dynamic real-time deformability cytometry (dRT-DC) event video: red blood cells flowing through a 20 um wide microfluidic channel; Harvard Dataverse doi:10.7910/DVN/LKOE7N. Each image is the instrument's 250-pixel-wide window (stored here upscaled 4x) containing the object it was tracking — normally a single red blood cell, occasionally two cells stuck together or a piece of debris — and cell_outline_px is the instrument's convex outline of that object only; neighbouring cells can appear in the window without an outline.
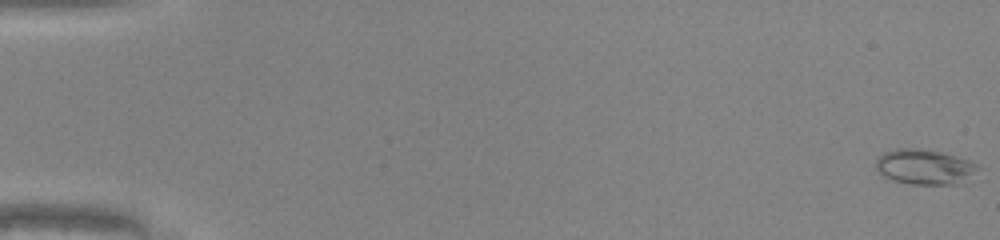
{"species": "common noctule bat (a hibernating species)", "species_latin": "Nyctalus noctula", "temperature_condition": "warm", "stored_images_in_passage": 50, "camera_frame_rate_fps": 3000, "um_per_image_px": 0.085, "animal": {"sex": "male", "body_mass_g": 20.0, "forearm_length_mm": 53.3}, "frame": {"image": 1, "passage_image": 1, "time_ms": 0.0, "image_size_px": [1000, 240], "cell_outline_px": [[984, 180], [960, 184], [912, 184], [892, 180], [884, 176], [876, 168], [876, 156], [884, 152], [896, 148], [920, 148], [940, 152], [956, 156], [968, 160], [984, 168]], "centroid_in_image_um": [78.82, 14.22], "position_along_channel_um": 6.2, "area_um2": 22.2}}
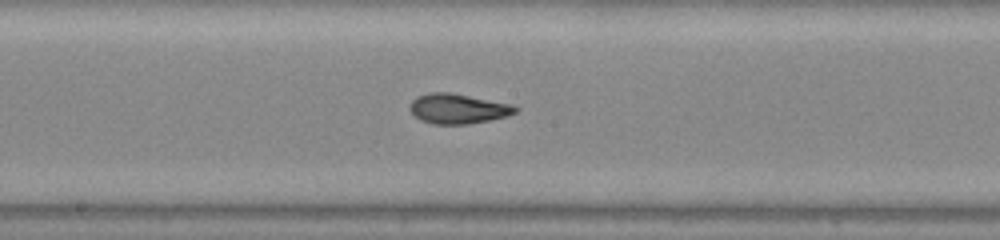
{"frame": {"image": 2, "passage_image": 28, "time_ms": 9.0, "image_size_px": [1000, 240], "cell_outline_px": [[520, 108], [516, 112], [508, 116], [468, 124], [432, 124], [420, 120], [408, 108], [412, 100], [416, 96], [428, 92], [448, 92], [512, 104]], "centroid_in_image_um": [38.91, 9.23], "position_along_channel_um": 209.3, "area_um2": 18.44}}
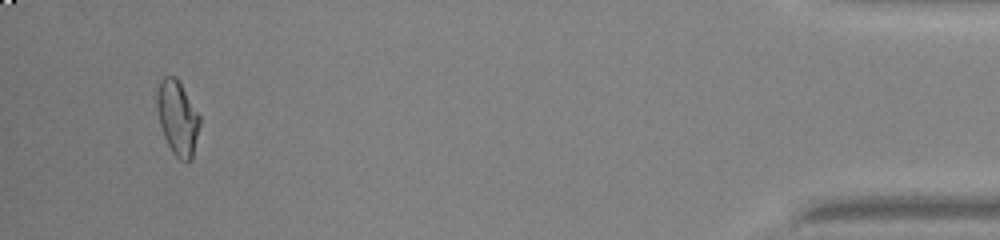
{"frame": {"image": 3, "passage_image": 48, "time_ms": 15.667, "image_size_px": [1000, 240], "cell_outline_px": [[200, 124], [192, 160], [180, 160], [172, 152], [164, 136], [160, 124], [156, 108], [156, 92], [160, 80], [164, 76], [176, 76], [200, 116]], "centroid_in_image_um": [15.08, 10.0], "position_along_channel_um": 420.1, "area_um2": 18.55}, "authors_computed_cell_mechanics": {"area_um2": 18.5249, "velocity_mm_per_s": 4.2367, "shape_relaxation_time_tau1_ms": 4.0824, "shape_relaxation_time_tau2_ms": 1.0117, "deformation_change_tau1": 0.1874, "deformation_change_tau2": 0.0649}}